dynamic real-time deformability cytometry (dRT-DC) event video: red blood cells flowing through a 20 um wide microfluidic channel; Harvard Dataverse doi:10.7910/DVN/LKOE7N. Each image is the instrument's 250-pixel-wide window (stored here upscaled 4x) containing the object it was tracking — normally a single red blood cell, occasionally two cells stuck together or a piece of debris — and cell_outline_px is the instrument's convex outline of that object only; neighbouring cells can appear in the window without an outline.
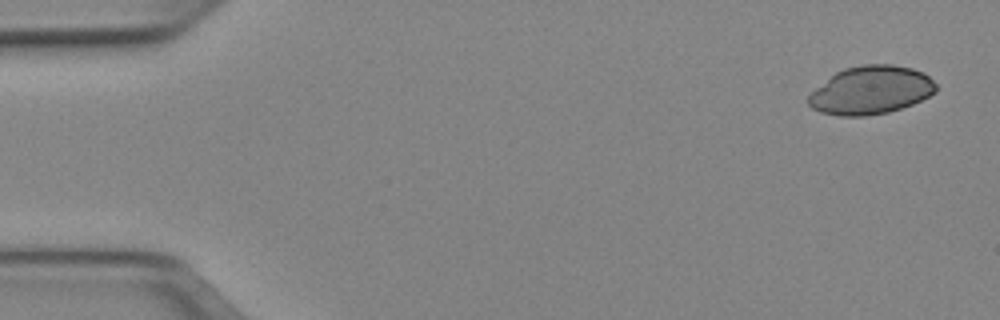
{"species": "Egyptian fruit bat (a non-hibernating species)", "species_latin": "Rousettus aegyptiacus", "temperature_condition": "cold", "stored_images_in_passage": 4, "camera_frame_rate_fps": 3000, "um_per_image_px": 0.085, "animal": {"sex": "female"}, "frame": {"image": 1, "passage_image": 1, "time_ms": 0.0, "image_size_px": [1000, 320], "cell_outline_px": [[936, 92], [912, 104], [888, 112], [864, 116], [840, 116], [820, 112], [812, 108], [804, 100], [816, 88], [836, 72], [844, 68], [860, 64], [892, 64], [912, 68], [924, 72], [936, 84]], "centroid_in_image_um": [74.0, 7.66], "position_along_channel_um": 11.0, "area_um2": 35.89}}